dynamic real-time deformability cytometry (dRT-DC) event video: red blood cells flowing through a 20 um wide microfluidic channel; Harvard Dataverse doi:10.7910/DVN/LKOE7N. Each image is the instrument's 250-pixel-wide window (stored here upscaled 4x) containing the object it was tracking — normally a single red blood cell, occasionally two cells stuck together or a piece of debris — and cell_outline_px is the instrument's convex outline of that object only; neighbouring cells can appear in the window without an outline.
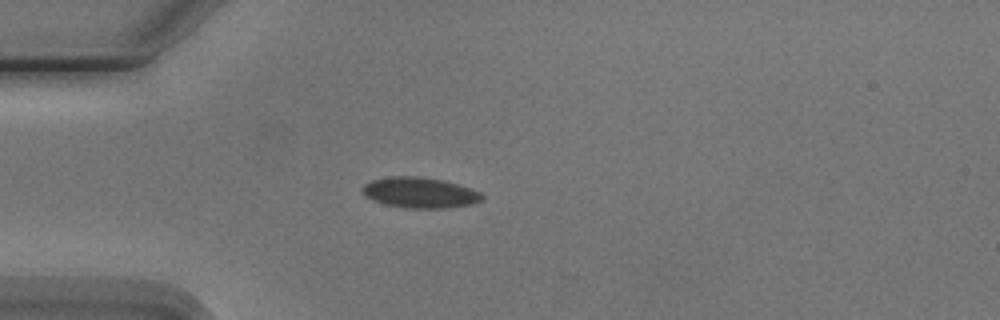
{"species": "Egyptian fruit bat (a non-hibernating species)", "species_latin": "Rousettus aegyptiacus", "temperature_condition": "cold", "stored_images_in_passage": 4, "camera_frame_rate_fps": 3000, "um_per_image_px": 0.085, "animal": {"sex": "male"}, "frame": {"image": 1, "passage_image": 3, "time_ms": 2.667, "image_size_px": [1000, 320], "cell_outline_px": [[484, 196], [480, 200], [472, 204], [444, 208], [404, 208], [384, 204], [372, 200], [364, 196], [360, 188], [364, 184], [372, 180], [392, 176], [416, 176], [444, 180], [480, 192]], "centroid_in_image_um": [35.62, 16.38], "position_along_channel_um": 49.4, "area_um2": 21.33}}